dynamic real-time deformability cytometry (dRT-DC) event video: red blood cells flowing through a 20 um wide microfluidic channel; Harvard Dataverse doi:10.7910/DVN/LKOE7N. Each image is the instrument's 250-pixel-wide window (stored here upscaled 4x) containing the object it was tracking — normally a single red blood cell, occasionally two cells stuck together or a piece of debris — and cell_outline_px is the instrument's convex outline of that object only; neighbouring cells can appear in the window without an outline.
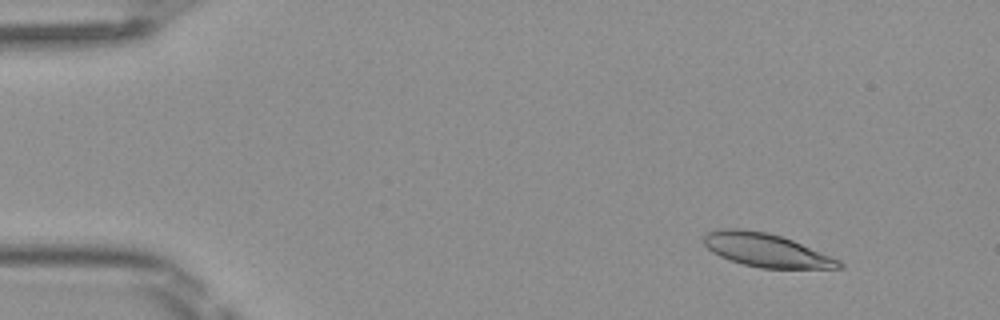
{"species": "Egyptian fruit bat (a non-hibernating species)", "species_latin": "Rousettus aegyptiacus", "temperature_condition": "room temperature", "stored_images_in_passage": 50, "camera_frame_rate_fps": 3000, "um_per_image_px": 0.085, "frame": {"image": 1, "passage_image": 6, "time_ms": 1.667, "image_size_px": [1000, 320], "cell_outline_px": [[844, 268], [760, 268], [744, 264], [720, 256], [712, 252], [704, 244], [704, 236], [708, 232], [720, 228], [740, 228], [768, 232], [792, 240], [840, 260], [844, 264]], "centroid_in_image_um": [65.12, 21.25], "position_along_channel_um": 19.9, "area_um2": 26.13}}
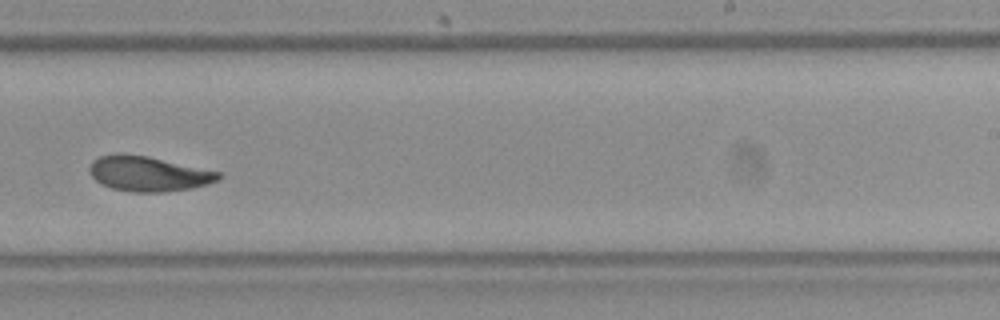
{"frame": {"image": 2, "passage_image": 32, "time_ms": 10.333, "image_size_px": [1000, 320], "cell_outline_px": [[224, 176], [216, 180], [192, 188], [164, 192], [132, 192], [112, 188], [96, 180], [88, 172], [88, 168], [92, 160], [100, 156], [120, 152], [148, 156], [220, 172]], "centroid_in_image_um": [12.57, 14.75], "position_along_channel_um": 276.4, "area_um2": 26.3}}
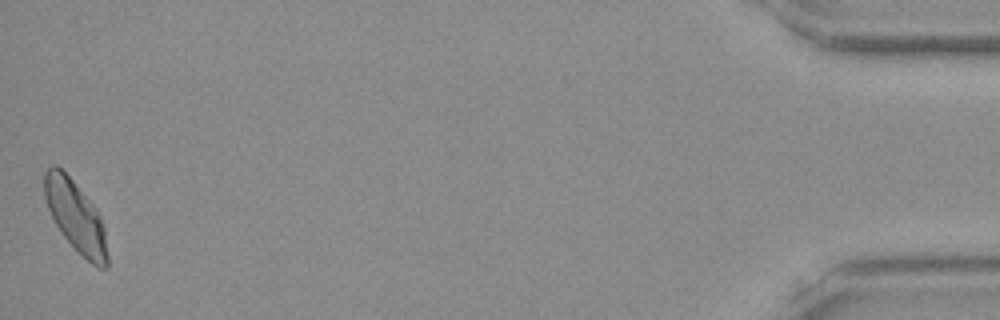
{"frame": {"image": 3, "passage_image": 50, "time_ms": 16.333, "image_size_px": [1000, 320], "cell_outline_px": [[108, 268], [96, 268], [64, 236], [56, 224], [48, 208], [44, 196], [44, 172], [52, 164], [56, 164], [72, 180], [100, 216], [104, 228], [108, 256]], "centroid_in_image_um": [6.42, 18.4], "position_along_channel_um": 428.8, "area_um2": 25.32}, "authors_computed_cell_mechanics": {"area_um2": 26.5591, "velocity_mm_per_s": 4.0719, "shape_relaxation_time_tau1_ms": 4.7721, "shape_relaxation_time_tau2_ms": 1.5543, "deformation_change_tau1": 0.1409, "deformation_change_tau2": 0.0712}}